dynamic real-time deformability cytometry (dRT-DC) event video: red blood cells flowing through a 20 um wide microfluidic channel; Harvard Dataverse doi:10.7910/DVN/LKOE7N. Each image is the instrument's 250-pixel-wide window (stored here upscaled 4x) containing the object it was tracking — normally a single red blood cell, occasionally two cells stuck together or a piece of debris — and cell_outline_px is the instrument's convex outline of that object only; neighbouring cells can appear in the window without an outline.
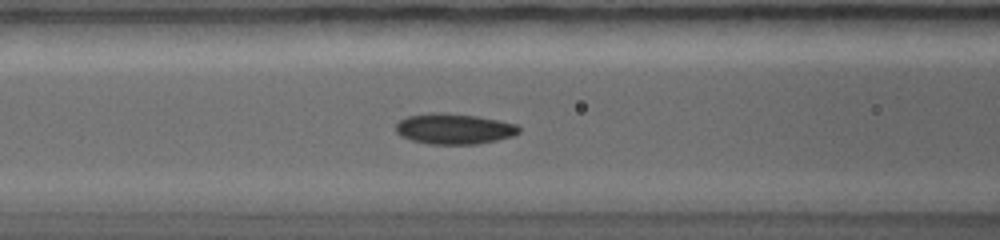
{"species": "common noctule bat (a hibernating species)", "species_latin": "Nyctalus noctula", "temperature_condition": "warm", "stored_images_in_passage": 11, "camera_frame_rate_fps": 5000, "um_per_image_px": 0.085, "animal": {"sex": "female", "body_mass_g": 19.0, "forearm_length_mm": 56.7}, "frame": {"image": 1, "passage_image": 8, "time_ms": 3.8, "image_size_px": [1000, 240], "cell_outline_px": [[520, 132], [512, 136], [496, 140], [476, 144], [428, 144], [412, 140], [400, 136], [396, 132], [396, 124], [400, 120], [408, 116], [428, 112], [436, 112], [476, 116], [516, 124], [520, 128]], "centroid_in_image_um": [38.56, 10.95], "position_along_channel_um": 128.0, "area_um2": 21.85}}
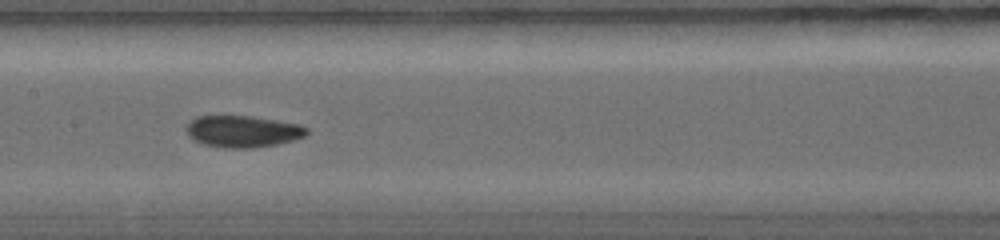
{"frame": {"image": 2, "passage_image": 10, "time_ms": 5.0, "image_size_px": [1000, 240], "cell_outline_px": [[308, 132], [304, 136], [292, 140], [276, 144], [252, 148], [224, 148], [200, 144], [192, 140], [188, 136], [184, 128], [188, 120], [196, 116], [252, 116], [300, 124], [308, 128]], "centroid_in_image_um": [20.55, 11.17], "position_along_channel_um": 186.8, "area_um2": 22.6}}